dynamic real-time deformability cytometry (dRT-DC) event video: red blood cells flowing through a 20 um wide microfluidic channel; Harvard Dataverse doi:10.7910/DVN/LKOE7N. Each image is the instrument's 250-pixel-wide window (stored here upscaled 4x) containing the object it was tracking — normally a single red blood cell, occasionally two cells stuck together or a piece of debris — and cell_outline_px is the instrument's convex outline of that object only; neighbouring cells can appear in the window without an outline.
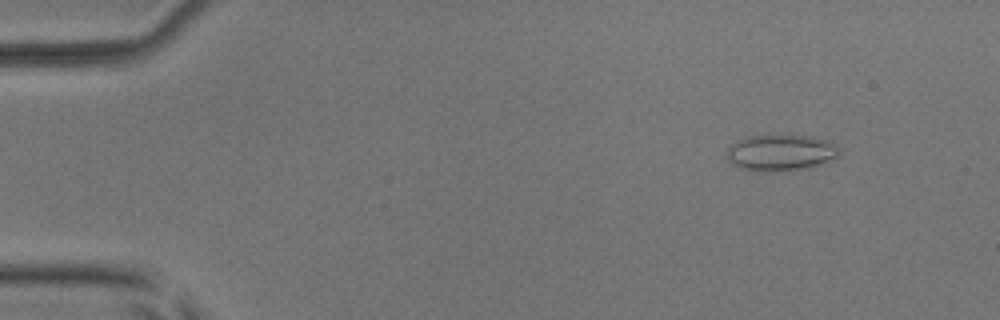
{"species": "common noctule bat (a hibernating species)", "species_latin": "Nyctalus noctula", "temperature_condition": "room temperature", "stored_images_in_passage": 5, "camera_frame_rate_fps": 3000, "um_per_image_px": 0.085, "animal": {"sex": "male", "body_mass_g": 17.9, "forearm_length_mm": 54.2}, "frame": {"image": 1, "passage_image": 2, "time_ms": 1.333, "image_size_px": [1000, 320], "cell_outline_px": [[840, 152], [836, 156], [812, 168], [788, 172], [768, 172], [740, 168], [732, 164], [728, 160], [728, 148], [736, 140], [748, 136], [808, 136], [828, 140], [840, 148]], "centroid_in_image_um": [66.37, 13.0], "position_along_channel_um": 18.6, "area_um2": 23.87}}